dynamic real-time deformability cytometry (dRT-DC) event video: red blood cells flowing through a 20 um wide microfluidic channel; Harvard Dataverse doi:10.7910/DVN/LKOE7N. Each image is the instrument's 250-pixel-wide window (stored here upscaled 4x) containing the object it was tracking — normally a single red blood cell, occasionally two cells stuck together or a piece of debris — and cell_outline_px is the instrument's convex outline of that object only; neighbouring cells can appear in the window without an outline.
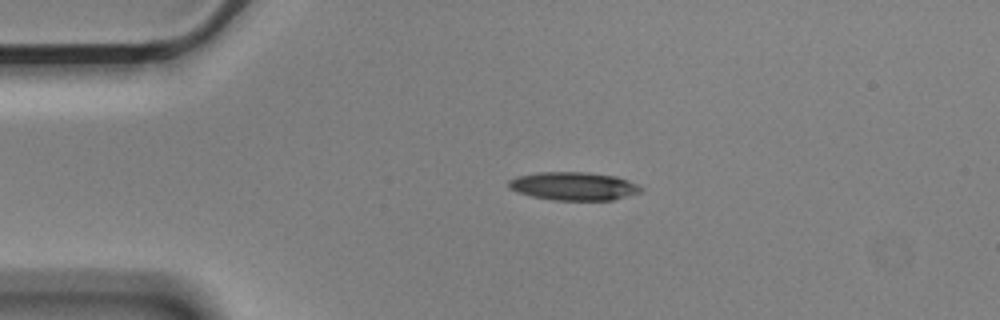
{"species": "Egyptian fruit bat (a non-hibernating species)", "species_latin": "Rousettus aegyptiacus", "temperature_condition": "cold", "stored_images_in_passage": 15, "camera_frame_rate_fps": 3000, "um_per_image_px": 0.085, "animal": {"sex": "male"}, "frame": {"image": 1, "passage_image": 11, "time_ms": 3.333, "image_size_px": [1000, 320], "cell_outline_px": [[644, 188], [640, 192], [612, 200], [552, 200], [532, 196], [516, 192], [508, 188], [508, 180], [516, 176], [536, 172], [588, 172], [616, 176], [628, 180]], "centroid_in_image_um": [48.72, 15.81], "position_along_channel_um": 36.3, "area_um2": 21.91}}